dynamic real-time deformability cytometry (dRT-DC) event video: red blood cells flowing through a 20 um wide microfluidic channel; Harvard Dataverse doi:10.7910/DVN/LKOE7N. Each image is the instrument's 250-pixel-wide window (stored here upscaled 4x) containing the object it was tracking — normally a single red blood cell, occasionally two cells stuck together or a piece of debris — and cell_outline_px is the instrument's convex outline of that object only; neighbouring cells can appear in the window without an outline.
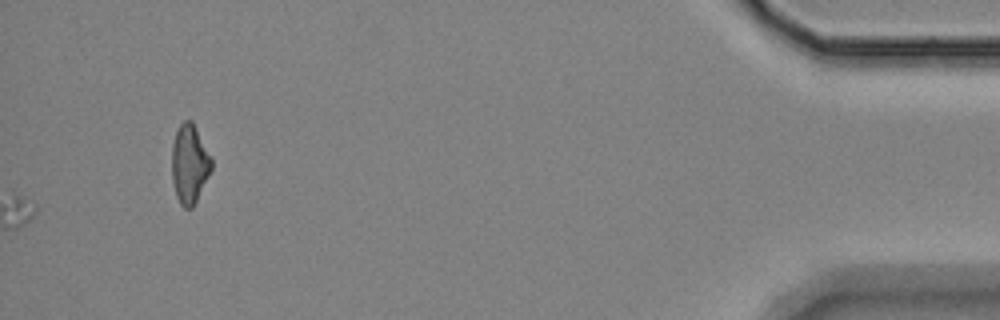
{"species": "Egyptian fruit bat (a non-hibernating species)", "species_latin": "Rousettus aegyptiacus", "temperature_condition": "room temperature", "stored_images_in_passage": 64, "camera_frame_rate_fps": 3000, "um_per_image_px": 0.085, "animal": {"sex": "female"}, "frame": {"image": 1, "passage_image": 64, "time_ms": 21.0, "image_size_px": [1000, 320], "cell_outline_px": [[212, 168], [192, 208], [184, 208], [180, 204], [176, 196], [172, 180], [172, 144], [176, 132], [180, 124], [184, 120], [192, 120], [212, 160]], "centroid_in_image_um": [16.09, 13.93], "position_along_channel_um": 419.1, "area_um2": 17.98}}